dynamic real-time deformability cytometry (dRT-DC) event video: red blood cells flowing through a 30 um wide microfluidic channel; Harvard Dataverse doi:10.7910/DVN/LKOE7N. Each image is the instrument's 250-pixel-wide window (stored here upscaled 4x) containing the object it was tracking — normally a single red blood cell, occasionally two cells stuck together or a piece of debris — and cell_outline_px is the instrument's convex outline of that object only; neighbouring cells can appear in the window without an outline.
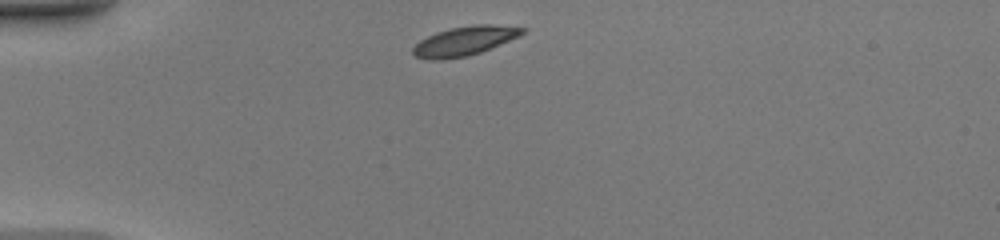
{"species": "common noctule bat (a hibernating species)", "species_latin": "Nyctalus noctula", "temperature_condition": "warm", "stored_images_in_passage": 35, "camera_frame_rate_fps": 3000, "um_per_image_px": 0.085, "animal": {"sex": "female", "body_mass_g": 20.0, "forearm_length_mm": 54.0}, "frame": {"image": 1, "passage_image": 1, "time_ms": 0.0, "image_size_px": [1000, 240], "cell_outline_px": [[524, 32], [508, 40], [480, 52], [464, 56], [440, 60], [432, 60], [416, 56], [412, 52], [412, 48], [420, 40], [436, 32], [452, 28], [476, 24], [488, 24], [524, 28]], "centroid_in_image_um": [39.41, 3.48], "position_along_channel_um": 45.6, "area_um2": 17.98}}
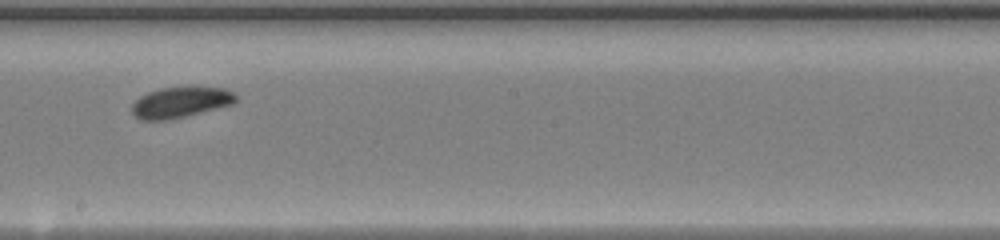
{"frame": {"image": 2, "passage_image": 16, "time_ms": 5.0, "image_size_px": [1000, 240], "cell_outline_px": [[240, 100], [232, 104], [168, 120], [140, 120], [132, 112], [132, 104], [140, 96], [148, 92], [160, 88], [224, 88], [232, 92]], "centroid_in_image_um": [15.32, 8.71], "position_along_channel_um": 232.9, "area_um2": 18.21}}
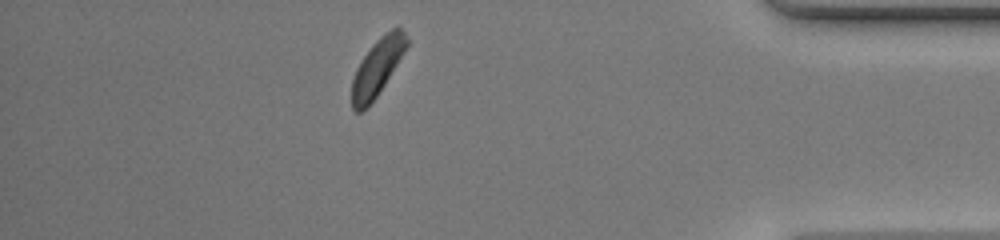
{"frame": {"image": 3, "passage_image": 30, "time_ms": 9.667, "image_size_px": [1000, 240], "cell_outline_px": [[408, 44], [404, 52], [384, 84], [376, 96], [360, 112], [356, 112], [352, 108], [352, 80], [356, 68], [372, 44], [380, 36], [396, 24], [404, 32], [408, 40]], "centroid_in_image_um": [32.07, 5.67], "position_along_channel_um": 403.1, "area_um2": 17.8}, "authors_computed_cell_mechanics": {"area_um2": 18.496, "velocity_mm_per_s": 4.3963, "shape_relaxation_time_tau1_ms": 1.2358, "shape_relaxation_time_tau2_ms": null, "deformation_change_tau1": 0.0943, "deformation_change_tau2": null}}